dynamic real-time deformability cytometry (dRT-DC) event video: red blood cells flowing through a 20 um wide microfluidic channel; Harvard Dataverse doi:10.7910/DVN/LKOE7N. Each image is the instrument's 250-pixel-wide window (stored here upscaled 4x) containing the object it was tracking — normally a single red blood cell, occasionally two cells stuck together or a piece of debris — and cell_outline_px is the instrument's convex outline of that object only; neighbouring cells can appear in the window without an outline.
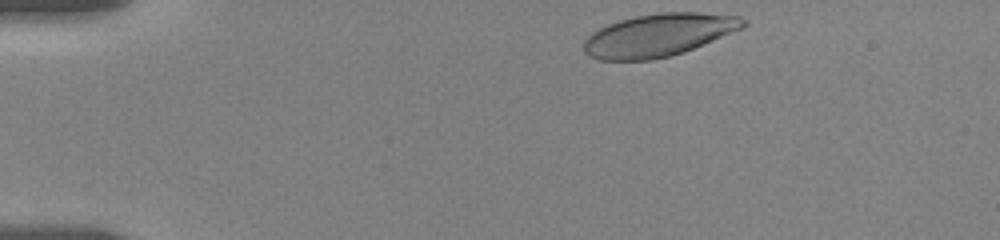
{"species": "human", "species_latin": "Homo sapiens", "temperature_condition": "room temperature", "stored_images_in_passage": 25, "camera_frame_rate_fps": 3000, "um_per_image_px": 0.085, "donor": {"sex": "female"}, "frame": {"image": 1, "passage_image": 1, "time_ms": 0.0, "image_size_px": [1000, 240], "cell_outline_px": [[748, 24], [740, 28], [684, 52], [672, 56], [652, 60], [600, 60], [588, 56], [584, 52], [584, 40], [592, 32], [608, 24], [620, 20], [636, 16], [656, 12], [700, 12], [740, 16], [748, 20]], "centroid_in_image_um": [55.96, 2.98], "position_along_channel_um": 29.0, "area_um2": 39.65}}
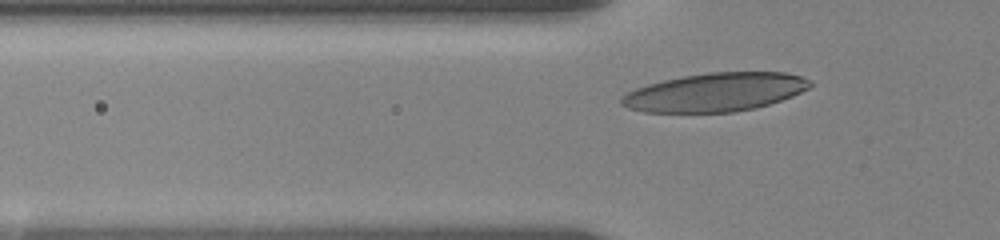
{"frame": {"image": 2, "passage_image": 13, "time_ms": 3.0, "image_size_px": [1000, 240], "cell_outline_px": [[812, 84], [808, 88], [792, 96], [756, 108], [732, 112], [644, 112], [628, 108], [620, 104], [620, 96], [636, 88], [648, 84], [664, 80], [684, 76], [708, 72], [784, 72], [800, 76], [812, 80]], "centroid_in_image_um": [60.78, 7.84], "position_along_channel_um": 65.0, "area_um2": 42.25}}
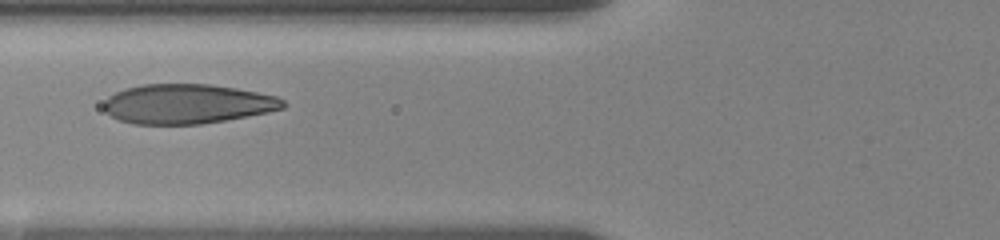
{"frame": {"image": 3, "passage_image": 20, "time_ms": 4.333, "image_size_px": [1000, 240], "cell_outline_px": [[288, 104], [284, 108], [268, 112], [248, 116], [200, 124], [132, 124], [120, 120], [112, 116], [104, 108], [104, 100], [108, 96], [124, 88], [144, 84], [208, 84], [236, 88], [276, 96], [284, 100]], "centroid_in_image_um": [15.92, 8.83], "position_along_channel_um": 109.9, "area_um2": 41.33}}